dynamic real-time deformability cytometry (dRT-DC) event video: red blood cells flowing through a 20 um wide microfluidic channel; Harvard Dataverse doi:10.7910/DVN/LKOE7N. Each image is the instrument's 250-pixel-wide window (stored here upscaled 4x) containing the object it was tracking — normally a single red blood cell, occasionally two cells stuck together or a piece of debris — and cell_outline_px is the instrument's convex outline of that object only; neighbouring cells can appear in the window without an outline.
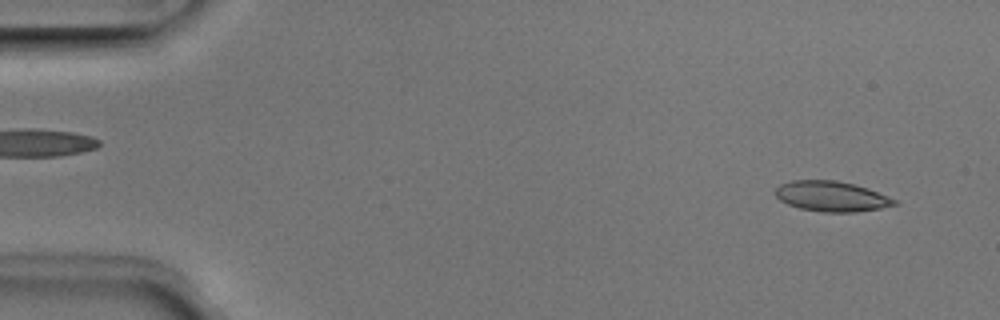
{"species": "Egyptian fruit bat (a non-hibernating species)", "species_latin": "Rousettus aegyptiacus", "temperature_condition": "room temperature", "stored_images_in_passage": 50, "camera_frame_rate_fps": 3000, "um_per_image_px": 0.085, "animal": {"sex": "male"}, "frame": {"image": 1, "passage_image": 3, "time_ms": 0.667, "image_size_px": [1000, 320], "cell_outline_px": [[900, 204], [880, 208], [856, 212], [820, 212], [800, 208], [788, 204], [780, 200], [772, 192], [780, 184], [792, 180], [836, 180], [856, 184], [868, 188], [888, 196], [896, 200]], "centroid_in_image_um": [70.67, 16.68], "position_along_channel_um": 14.3, "area_um2": 21.21}}
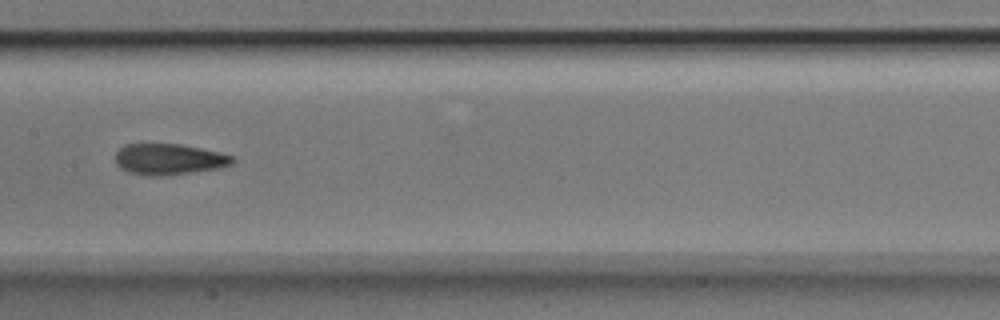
{"frame": {"image": 2, "passage_image": 25, "time_ms": 8.0, "image_size_px": [1000, 320], "cell_outline_px": [[236, 160], [232, 164], [220, 168], [192, 172], [160, 176], [148, 176], [128, 172], [120, 168], [116, 164], [116, 152], [124, 144], [180, 144], [220, 152], [236, 156]], "centroid_in_image_um": [14.39, 13.54], "position_along_channel_um": 193.0, "area_um2": 21.33}}
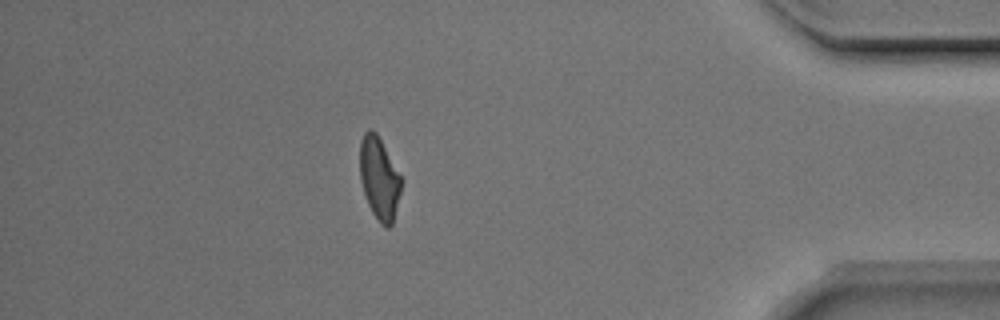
{"frame": {"image": 3, "passage_image": 44, "time_ms": 14.333, "image_size_px": [1000, 320], "cell_outline_px": [[404, 180], [392, 224], [388, 228], [384, 228], [380, 224], [372, 212], [368, 204], [360, 180], [360, 140], [364, 132], [368, 128], [372, 128], [376, 132]], "centroid_in_image_um": [32.25, 15.15], "position_along_channel_um": 403.0, "area_um2": 20.17}, "authors_computed_cell_mechanics": {"area_um2": 20.808, "velocity_mm_per_s": 3.9732, "shape_relaxation_time_tau1_ms": null, "shape_relaxation_time_tau2_ms": 3.0889, "deformation_change_tau1": null, "deformation_change_tau2": 0.0939}}